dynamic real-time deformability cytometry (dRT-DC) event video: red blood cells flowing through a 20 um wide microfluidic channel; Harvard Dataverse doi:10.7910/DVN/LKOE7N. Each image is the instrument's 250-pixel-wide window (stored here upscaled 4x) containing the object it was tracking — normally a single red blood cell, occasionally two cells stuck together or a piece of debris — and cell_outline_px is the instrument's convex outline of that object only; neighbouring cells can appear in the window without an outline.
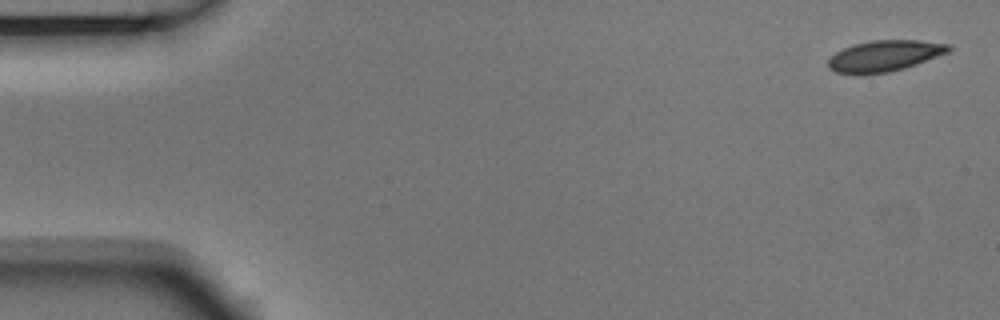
{"species": "Egyptian fruit bat (a non-hibernating species)", "species_latin": "Rousettus aegyptiacus", "temperature_condition": "room temperature", "stored_images_in_passage": 3, "camera_frame_rate_fps": 3000, "um_per_image_px": 0.085, "animal": {"sex": "male"}, "frame": {"image": 1, "passage_image": 1, "time_ms": 0.0, "image_size_px": [1000, 320], "cell_outline_px": [[952, 48], [948, 52], [916, 64], [904, 68], [888, 72], [860, 76], [836, 72], [828, 68], [828, 60], [836, 52], [844, 48], [856, 44], [872, 40], [920, 40], [952, 44]], "centroid_in_image_um": [75.18, 4.76], "position_along_channel_um": 9.8, "area_um2": 21.96}}